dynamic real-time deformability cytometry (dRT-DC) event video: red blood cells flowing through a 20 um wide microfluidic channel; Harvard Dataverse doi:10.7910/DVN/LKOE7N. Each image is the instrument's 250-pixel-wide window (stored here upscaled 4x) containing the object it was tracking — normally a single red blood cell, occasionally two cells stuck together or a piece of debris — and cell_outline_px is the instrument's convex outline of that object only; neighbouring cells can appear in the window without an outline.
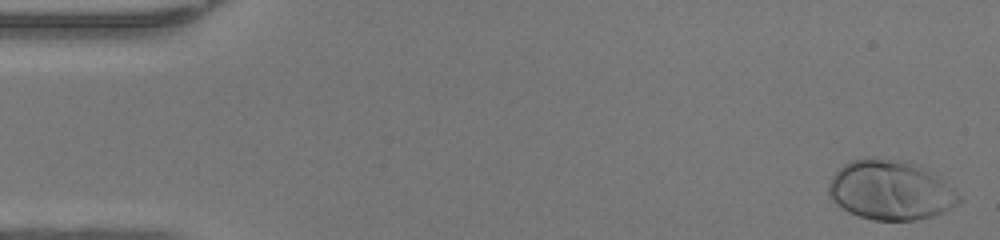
{"species": "human", "species_latin": "Homo sapiens", "temperature_condition": "warm", "stored_images_in_passage": 47, "camera_frame_rate_fps": 3000, "um_per_image_px": 0.085, "donor": {"sex": "female"}, "frame": {"image": 1, "passage_image": 1, "time_ms": 0.0, "image_size_px": [1000, 240], "cell_outline_px": [[960, 200], [956, 204], [944, 212], [920, 220], [872, 220], [848, 212], [832, 200], [828, 192], [828, 184], [832, 176], [844, 164], [852, 160], [872, 156], [904, 160], [920, 164], [960, 196]], "centroid_in_image_um": [75.64, 16.15], "position_along_channel_um": 9.4, "area_um2": 45.14}}
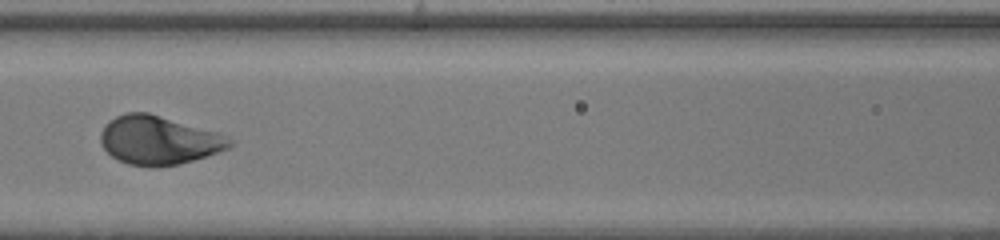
{"frame": {"image": 2, "passage_image": 21, "time_ms": 6.667, "image_size_px": [1000, 240], "cell_outline_px": [[236, 140], [228, 148], [180, 164], [160, 168], [152, 168], [128, 164], [112, 156], [100, 144], [100, 132], [104, 124], [108, 120], [124, 112], [148, 112], [216, 132], [228, 136]], "centroid_in_image_um": [13.45, 11.92], "position_along_channel_um": 153.1, "area_um2": 36.82}}
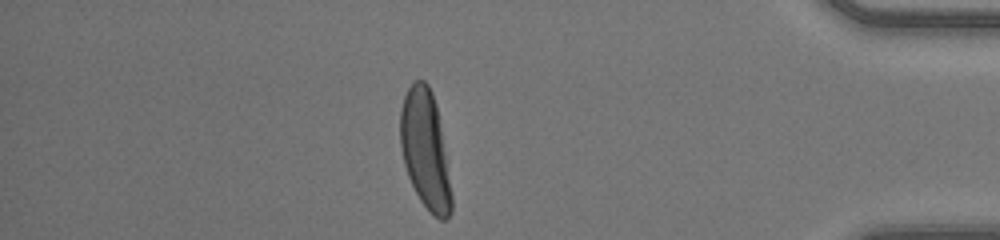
{"frame": {"image": 3, "passage_image": 41, "time_ms": 13.333, "image_size_px": [1000, 240], "cell_outline_px": [[452, 212], [448, 220], [440, 220], [420, 200], [408, 176], [404, 164], [400, 148], [400, 108], [404, 96], [408, 88], [416, 80], [424, 80], [428, 84], [432, 92], [436, 104], [452, 196]], "centroid_in_image_um": [36.13, 12.72], "position_along_channel_um": 399.1, "area_um2": 34.85}}